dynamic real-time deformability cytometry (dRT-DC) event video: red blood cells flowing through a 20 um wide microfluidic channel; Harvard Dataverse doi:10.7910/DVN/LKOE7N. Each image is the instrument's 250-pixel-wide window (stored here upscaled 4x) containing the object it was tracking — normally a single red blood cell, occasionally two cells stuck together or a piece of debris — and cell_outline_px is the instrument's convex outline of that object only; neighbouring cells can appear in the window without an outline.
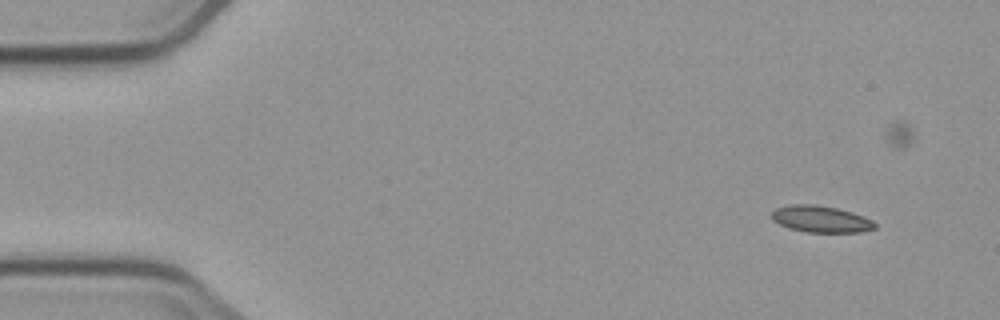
{"species": "common noctule bat (a hibernating species)", "species_latin": "Nyctalus noctula", "temperature_condition": "cold", "stored_images_in_passage": 5, "camera_frame_rate_fps": 3000, "um_per_image_px": 0.085, "animal": {"sex": "male", "body_mass_g": 23.1, "forearm_length_mm": 52.7}, "frame": {"image": 1, "passage_image": 1, "time_ms": 0.0, "image_size_px": [1000, 320], "cell_outline_px": [[876, 228], [860, 232], [808, 232], [788, 228], [772, 220], [772, 212], [776, 208], [788, 204], [816, 204], [836, 208], [852, 212], [864, 216], [872, 220], [876, 224]], "centroid_in_image_um": [69.77, 18.61], "position_along_channel_um": 15.2, "area_um2": 16.07}}